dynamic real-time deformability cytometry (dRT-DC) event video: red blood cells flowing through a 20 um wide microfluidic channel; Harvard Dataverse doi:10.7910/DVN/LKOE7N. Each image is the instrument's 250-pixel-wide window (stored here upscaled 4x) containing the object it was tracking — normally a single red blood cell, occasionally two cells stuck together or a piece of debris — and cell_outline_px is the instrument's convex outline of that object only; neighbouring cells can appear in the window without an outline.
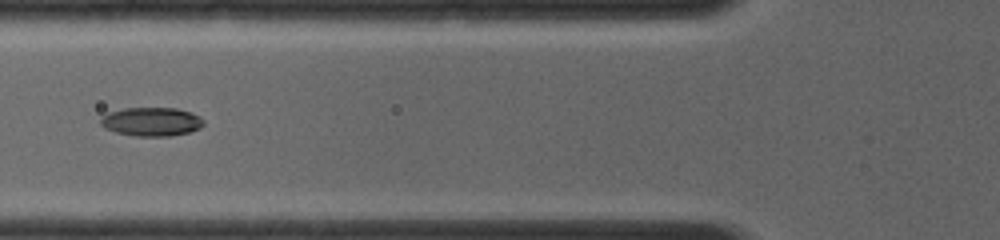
{"species": "common noctule bat (a hibernating species)", "species_latin": "Nyctalus noctula", "temperature_condition": "room temperature", "stored_images_in_passage": 10, "camera_frame_rate_fps": 4000, "um_per_image_px": 0.085, "animal": {"sex": "female", "body_mass_g": 19.0, "forearm_length_mm": 56.7}, "frame": {"image": 1, "passage_image": 6, "time_ms": 4.75, "image_size_px": [1000, 240], "cell_outline_px": [[204, 124], [200, 128], [188, 132], [168, 136], [136, 136], [116, 132], [104, 128], [100, 124], [100, 120], [108, 112], [124, 108], [176, 108], [192, 112], [200, 116], [204, 120]], "centroid_in_image_um": [12.89, 10.33], "position_along_channel_um": 112.9, "area_um2": 17.28}}
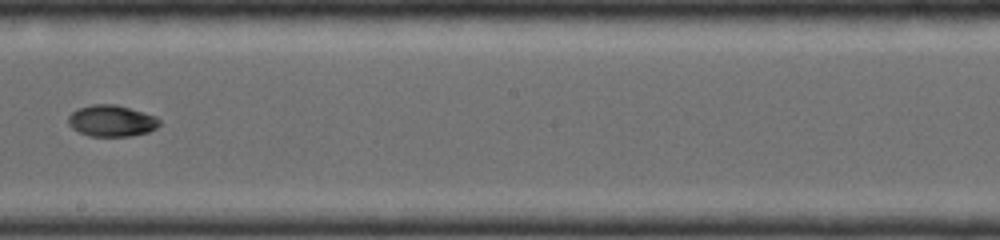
{"frame": {"image": 2, "passage_image": 9, "time_ms": 7.5, "image_size_px": [1000, 240], "cell_outline_px": [[160, 124], [156, 128], [148, 132], [132, 136], [88, 136], [72, 128], [68, 124], [68, 116], [72, 112], [80, 108], [92, 104], [116, 104], [144, 112], [156, 116], [160, 120]], "centroid_in_image_um": [9.5, 10.27], "position_along_channel_um": 238.7, "area_um2": 16.76}}
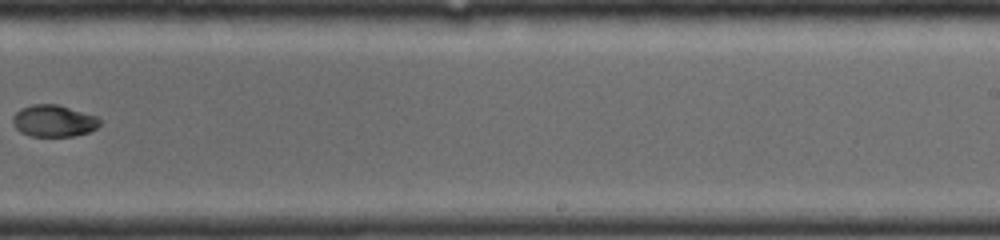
{"frame": {"image": 3, "passage_image": 10, "time_ms": 8.5, "image_size_px": [1000, 240], "cell_outline_px": [[100, 124], [96, 128], [88, 132], [72, 136], [32, 136], [20, 132], [16, 128], [12, 120], [12, 116], [20, 108], [32, 104], [56, 104], [96, 116], [100, 120]], "centroid_in_image_um": [4.53, 10.27], "position_along_channel_um": 284.5, "area_um2": 16.01}}